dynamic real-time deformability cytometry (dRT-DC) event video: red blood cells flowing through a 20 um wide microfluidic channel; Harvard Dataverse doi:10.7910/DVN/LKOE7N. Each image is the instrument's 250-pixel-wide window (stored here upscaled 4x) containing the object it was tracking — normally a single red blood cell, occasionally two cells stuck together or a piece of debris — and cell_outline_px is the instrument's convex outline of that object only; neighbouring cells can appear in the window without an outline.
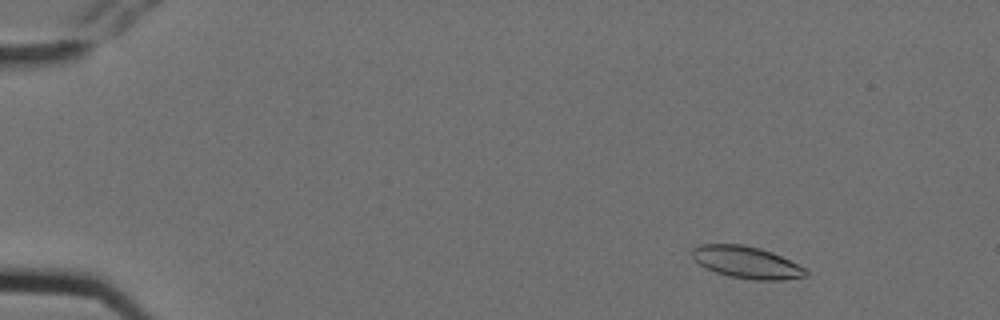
{"species": "Egyptian fruit bat (a non-hibernating species)", "species_latin": "Rousettus aegyptiacus", "temperature_condition": "cold", "stored_images_in_passage": 4, "camera_frame_rate_fps": 3000, "um_per_image_px": 0.085, "animal": {"sex": "female"}, "frame": {"image": 1, "passage_image": 2, "time_ms": 0.333, "image_size_px": [1000, 320], "cell_outline_px": [[808, 276], [784, 280], [752, 280], [732, 276], [716, 272], [700, 264], [692, 256], [692, 248], [700, 244], [740, 244], [760, 248], [772, 252], [804, 268], [808, 272]], "centroid_in_image_um": [63.47, 22.3], "position_along_channel_um": 21.5, "area_um2": 20.92}}